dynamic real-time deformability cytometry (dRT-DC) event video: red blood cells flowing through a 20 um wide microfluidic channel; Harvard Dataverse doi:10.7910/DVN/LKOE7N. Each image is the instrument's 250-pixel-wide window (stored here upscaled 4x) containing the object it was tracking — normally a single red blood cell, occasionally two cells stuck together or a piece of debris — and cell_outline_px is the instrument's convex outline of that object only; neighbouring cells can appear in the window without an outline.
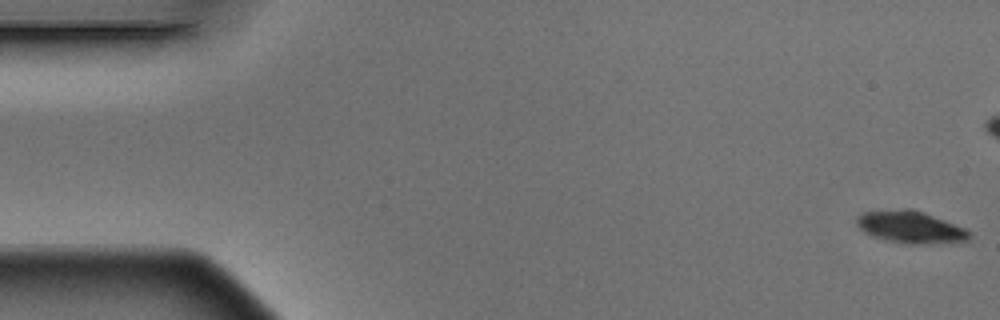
{"species": "Egyptian fruit bat (a non-hibernating species)", "species_latin": "Rousettus aegyptiacus", "temperature_condition": "warm", "stored_images_in_passage": 6, "camera_frame_rate_fps": 3000, "um_per_image_px": 0.085, "animal": {"sex": "male"}, "frame": {"image": 1, "passage_image": 1, "time_ms": 0.0, "image_size_px": [1000, 320], "cell_outline_px": [[972, 236], [968, 240], [928, 244], [904, 244], [884, 240], [872, 236], [864, 232], [856, 224], [856, 216], [864, 212], [908, 208], [924, 212], [964, 228]], "centroid_in_image_um": [77.35, 19.31], "position_along_channel_um": 7.7, "area_um2": 21.04}}
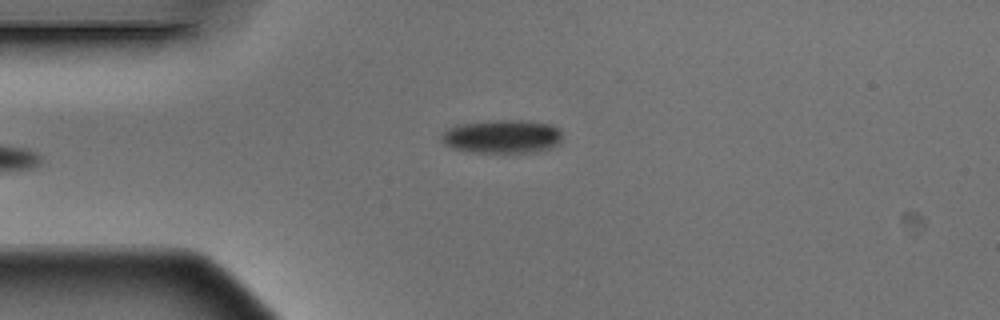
{"frame": {"image": 2, "passage_image": 6, "time_ms": 1.667, "image_size_px": [1000, 320], "cell_outline_px": [[560, 140], [556, 144], [544, 152], [472, 152], [452, 148], [444, 144], [440, 140], [440, 136], [448, 128], [456, 124], [492, 120], [520, 120], [548, 124], [556, 128], [560, 132]], "centroid_in_image_um": [42.62, 11.61], "position_along_channel_um": 42.4, "area_um2": 23.58}}